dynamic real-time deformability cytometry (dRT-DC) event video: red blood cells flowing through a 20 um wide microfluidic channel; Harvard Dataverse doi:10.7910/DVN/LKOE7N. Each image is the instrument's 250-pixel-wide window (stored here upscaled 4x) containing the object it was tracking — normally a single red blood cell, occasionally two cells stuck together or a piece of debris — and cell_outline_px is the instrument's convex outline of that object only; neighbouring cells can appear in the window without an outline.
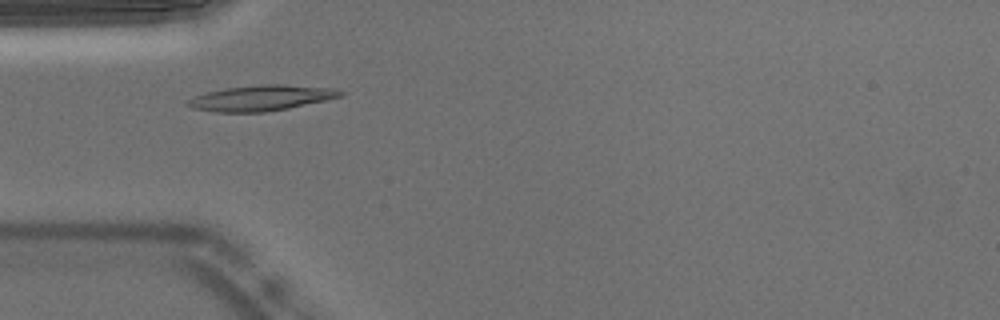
{"species": "Egyptian fruit bat (a non-hibernating species)", "species_latin": "Rousettus aegyptiacus", "temperature_condition": "warm", "stored_images_in_passage": 38, "camera_frame_rate_fps": 3000, "um_per_image_px": 0.085, "animal": {"sex": "male"}, "frame": {"image": 1, "passage_image": 1, "time_ms": 0.0, "image_size_px": [1000, 320], "cell_outline_px": [[344, 96], [288, 108], [264, 112], [216, 112], [192, 108], [184, 104], [188, 100], [196, 96], [208, 92], [228, 88], [264, 84], [280, 84], [336, 88], [344, 92]], "centroid_in_image_um": [22.24, 8.33], "position_along_channel_um": 62.8, "area_um2": 22.54}}
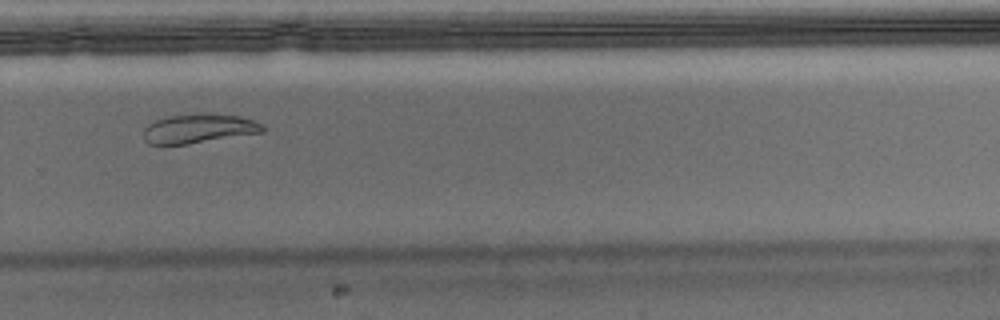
{"frame": {"image": 2, "passage_image": 21, "time_ms": 6.667, "image_size_px": [1000, 320], "cell_outline_px": [[264, 132], [184, 144], [148, 144], [144, 140], [144, 128], [148, 124], [156, 120], [168, 116], [240, 116], [252, 120], [260, 124], [264, 128]], "centroid_in_image_um": [16.84, 10.97], "position_along_channel_um": 313.0, "area_um2": 19.13}}
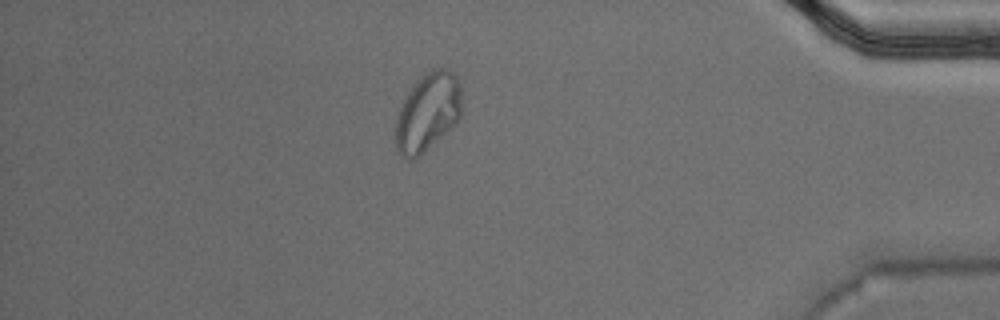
{"frame": {"image": 3, "passage_image": 31, "time_ms": 10.0, "image_size_px": [1000, 320], "cell_outline_px": [[460, 116], [416, 160], [412, 160], [404, 156], [396, 148], [396, 120], [400, 108], [412, 84], [420, 76], [432, 68], [448, 68], [460, 80]], "centroid_in_image_um": [36.34, 9.48], "position_along_channel_um": 398.9, "area_um2": 29.65}}